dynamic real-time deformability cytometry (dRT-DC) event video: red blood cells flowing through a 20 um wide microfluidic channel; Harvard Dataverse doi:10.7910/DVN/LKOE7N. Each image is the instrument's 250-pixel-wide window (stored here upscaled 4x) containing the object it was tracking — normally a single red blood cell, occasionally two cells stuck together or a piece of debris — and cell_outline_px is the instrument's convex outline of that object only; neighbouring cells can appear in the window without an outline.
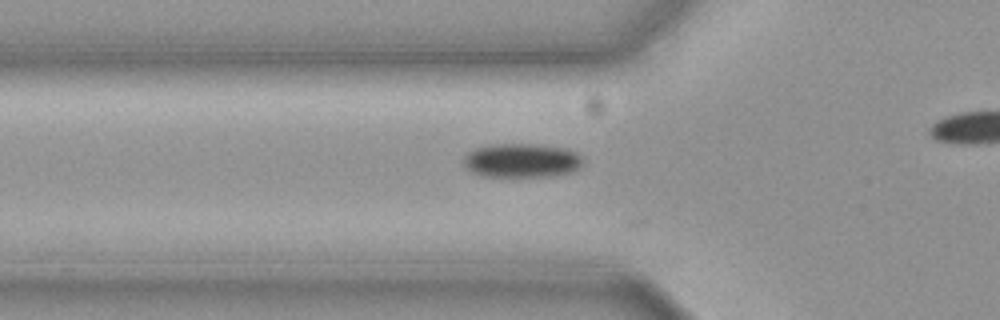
{"species": "common noctule bat (a hibernating species)", "species_latin": "Nyctalus noctula", "temperature_condition": "cold", "stored_images_in_passage": 31, "camera_frame_rate_fps": 3000, "um_per_image_px": 0.085, "animal": {"sex": "female", "body_mass_g": 19.3, "forearm_length_mm": 54.1}, "frame": {"image": 1, "passage_image": 4, "time_ms": 1.0, "image_size_px": [1000, 320], "cell_outline_px": [[580, 164], [576, 168], [568, 172], [548, 176], [484, 176], [472, 172], [464, 164], [464, 156], [468, 152], [476, 148], [492, 144], [536, 144], [564, 148], [580, 156]], "centroid_in_image_um": [44.26, 13.63], "position_along_channel_um": 81.5, "area_um2": 23.06}}
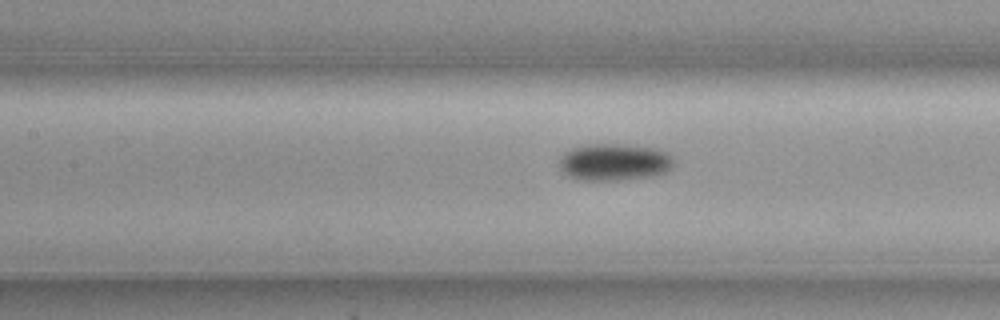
{"frame": {"image": 2, "passage_image": 10, "time_ms": 3.0, "image_size_px": [1000, 320], "cell_outline_px": [[676, 160], [668, 172], [652, 176], [620, 180], [580, 180], [568, 176], [560, 168], [560, 156], [564, 152], [572, 148], [588, 144], [624, 144], [656, 148], [668, 152]], "centroid_in_image_um": [52.25, 13.77], "position_along_channel_um": 155.1, "area_um2": 25.03}}
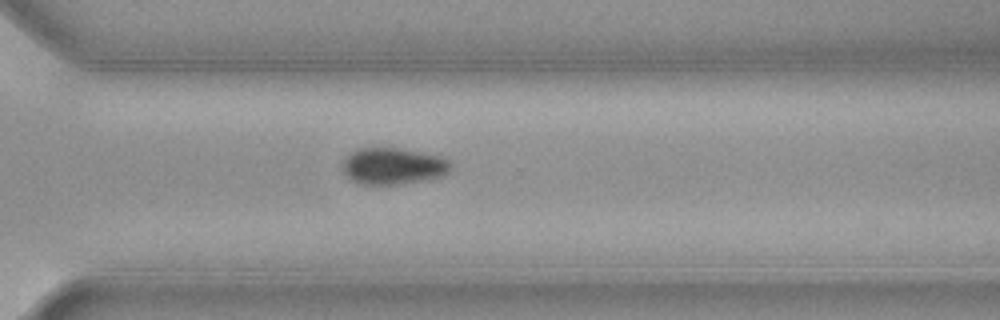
{"frame": {"image": 3, "passage_image": 25, "time_ms": 8.0, "image_size_px": [1000, 320], "cell_outline_px": [[452, 164], [448, 172], [440, 176], [400, 184], [360, 184], [352, 180], [344, 172], [344, 156], [360, 148], [396, 148], [440, 156], [448, 160]], "centroid_in_image_um": [33.4, 14.11], "position_along_channel_um": 337.2, "area_um2": 22.6}}